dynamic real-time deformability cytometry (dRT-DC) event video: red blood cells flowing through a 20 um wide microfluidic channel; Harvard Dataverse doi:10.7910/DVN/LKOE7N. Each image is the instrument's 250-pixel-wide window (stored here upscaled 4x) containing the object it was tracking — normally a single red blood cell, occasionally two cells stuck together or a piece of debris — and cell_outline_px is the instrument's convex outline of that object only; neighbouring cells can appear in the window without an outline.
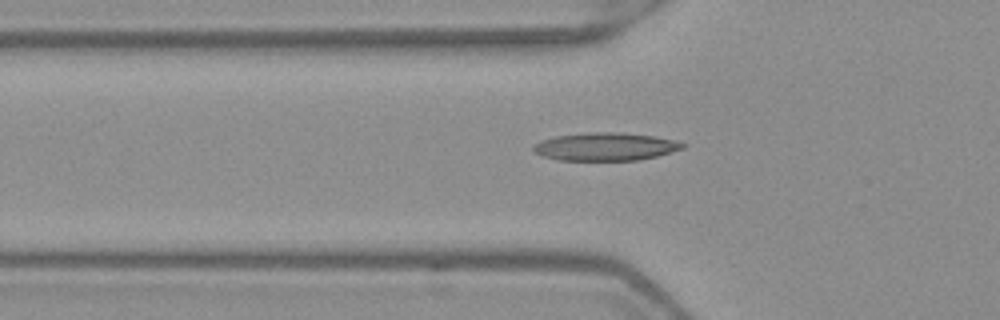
{"species": "Egyptian fruit bat (a non-hibernating species)", "species_latin": "Rousettus aegyptiacus", "temperature_condition": "warm", "stored_images_in_passage": 39, "camera_frame_rate_fps": 3000, "um_per_image_px": 0.085, "frame": {"image": 1, "passage_image": 6, "time_ms": 1.667, "image_size_px": [1000, 320], "cell_outline_px": [[688, 144], [684, 148], [656, 156], [636, 160], [556, 160], [544, 156], [536, 152], [532, 148], [532, 144], [540, 140], [556, 136], [588, 132], [620, 132], [652, 136], [672, 140]], "centroid_in_image_um": [51.42, 12.46], "position_along_channel_um": 74.4, "area_um2": 24.22}}
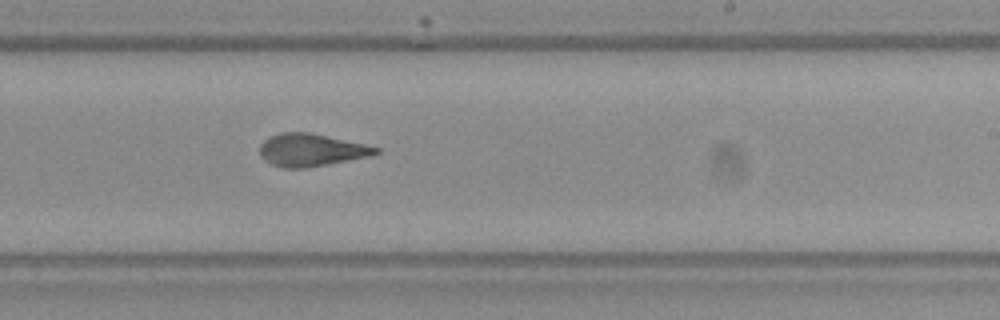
{"frame": {"image": 2, "passage_image": 20, "time_ms": 6.333, "image_size_px": [1000, 320], "cell_outline_px": [[380, 152], [372, 156], [328, 164], [304, 168], [284, 168], [272, 164], [264, 160], [260, 156], [260, 144], [264, 140], [280, 132], [308, 132], [364, 144], [380, 148]], "centroid_in_image_um": [26.45, 12.76], "position_along_channel_um": 262.6, "area_um2": 21.91}}
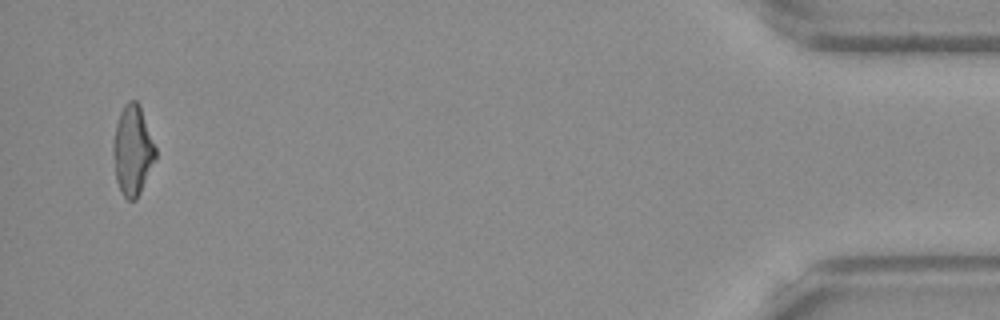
{"frame": {"image": 3, "passage_image": 38, "time_ms": 12.333, "image_size_px": [1000, 320], "cell_outline_px": [[156, 160], [136, 200], [128, 200], [120, 192], [116, 180], [112, 152], [112, 144], [116, 124], [120, 112], [124, 104], [128, 100], [136, 100], [140, 104], [156, 148]], "centroid_in_image_um": [11.27, 12.77], "position_along_channel_um": 423.9, "area_um2": 22.43}}